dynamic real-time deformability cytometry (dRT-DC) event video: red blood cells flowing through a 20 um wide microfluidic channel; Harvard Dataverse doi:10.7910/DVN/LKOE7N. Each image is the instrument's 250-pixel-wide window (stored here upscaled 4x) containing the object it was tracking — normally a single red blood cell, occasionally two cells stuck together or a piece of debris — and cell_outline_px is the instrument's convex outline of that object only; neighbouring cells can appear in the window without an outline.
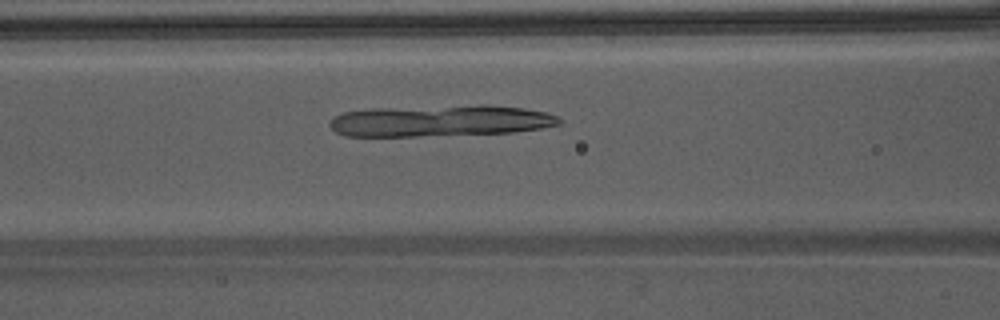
{"species": "Egyptian fruit bat (a non-hibernating species)", "species_latin": "Rousettus aegyptiacus", "temperature_condition": "warm", "stored_images_in_passage": 44, "camera_frame_rate_fps": 3000, "um_per_image_px": 0.085, "animal": {"sex": "male"}, "frame": {"image": 1, "passage_image": 18, "time_ms": 5.667, "image_size_px": [1000, 320], "cell_outline_px": [[560, 124], [540, 128], [512, 132], [416, 136], [344, 136], [336, 132], [328, 124], [336, 116], [344, 112], [372, 108], [480, 104], [488, 104], [524, 108], [544, 112], [556, 116], [560, 120]], "centroid_in_image_um": [37.4, 10.25], "position_along_channel_um": 129.2, "area_um2": 42.08}}
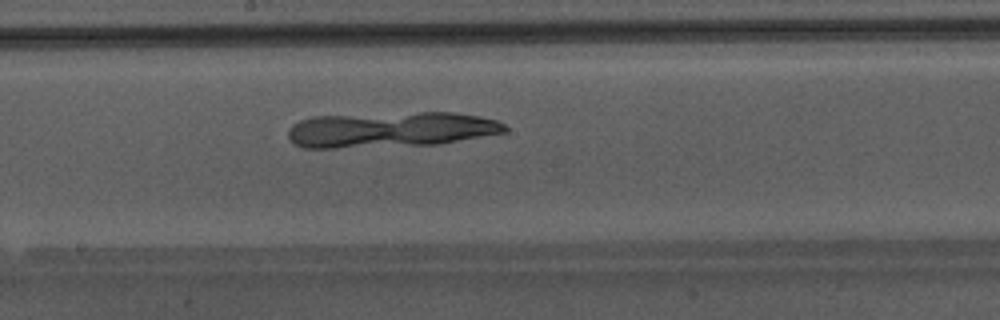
{"frame": {"image": 2, "passage_image": 24, "time_ms": 7.667, "image_size_px": [1000, 320], "cell_outline_px": [[508, 132], [436, 144], [336, 148], [304, 148], [296, 144], [288, 136], [288, 128], [292, 124], [300, 120], [312, 116], [420, 112], [456, 112], [480, 116], [496, 120], [504, 124], [508, 128]], "centroid_in_image_um": [33.2, 11.01], "position_along_channel_um": 215.0, "area_um2": 44.91}}
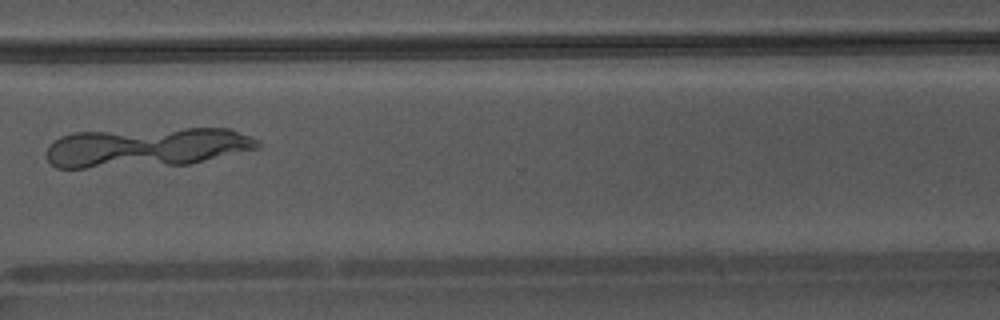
{"frame": {"image": 3, "passage_image": 34, "time_ms": 11.0, "image_size_px": [1000, 320], "cell_outline_px": [[260, 148], [188, 164], [84, 168], [56, 168], [48, 160], [48, 148], [60, 136], [76, 132], [184, 128], [228, 128], [252, 136], [260, 140]], "centroid_in_image_um": [12.5, 12.51], "position_along_channel_um": 358.1, "area_um2": 48.55}}